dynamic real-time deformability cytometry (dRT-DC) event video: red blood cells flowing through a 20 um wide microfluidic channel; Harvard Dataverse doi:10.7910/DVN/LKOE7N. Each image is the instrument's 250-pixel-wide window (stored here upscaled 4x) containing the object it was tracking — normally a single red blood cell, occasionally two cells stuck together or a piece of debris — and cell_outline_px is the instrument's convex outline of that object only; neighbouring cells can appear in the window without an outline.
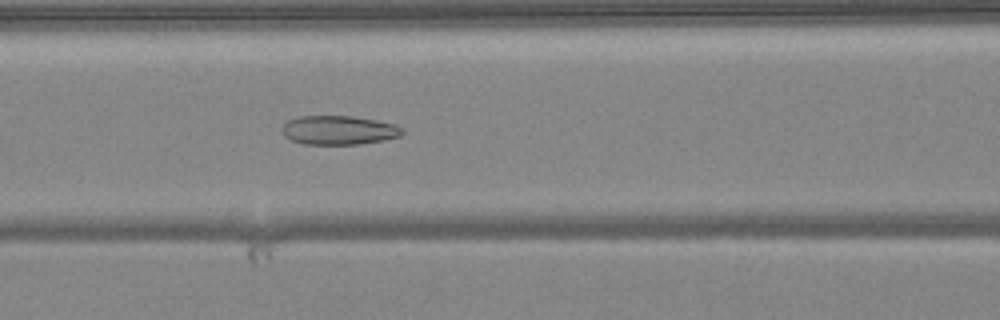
{"species": "common noctule bat (a hibernating species)", "species_latin": "Nyctalus noctula", "temperature_condition": "warm", "stored_images_in_passage": 50, "camera_frame_rate_fps": 3000, "um_per_image_px": 0.085, "animal": {"sex": "female", "body_mass_g": 24.6, "forearm_length_mm": 56.2}, "frame": {"image": 1, "passage_image": 21, "time_ms": 6.667, "image_size_px": [1000, 320], "cell_outline_px": [[404, 132], [400, 136], [384, 140], [360, 144], [304, 144], [292, 140], [284, 136], [280, 128], [288, 120], [300, 116], [352, 116], [376, 120], [396, 124], [404, 128]], "centroid_in_image_um": [28.81, 11.06], "position_along_channel_um": 137.8, "area_um2": 20.46}}
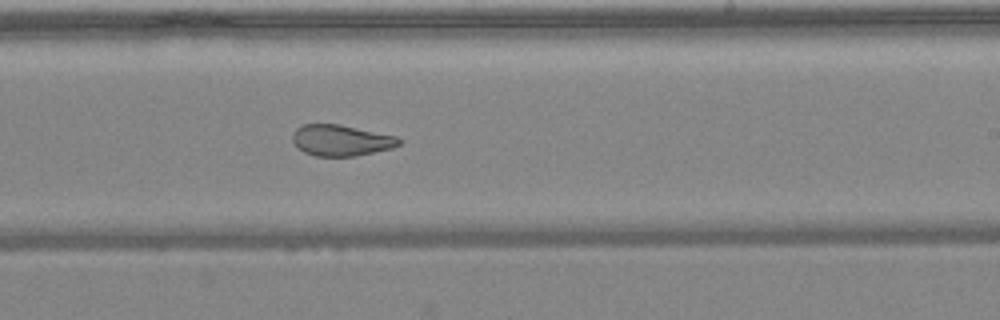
{"frame": {"image": 2, "passage_image": 30, "time_ms": 9.667, "image_size_px": [1000, 320], "cell_outline_px": [[404, 140], [400, 144], [392, 148], [356, 156], [316, 156], [304, 152], [292, 140], [292, 132], [296, 128], [304, 124], [340, 124], [396, 136]], "centroid_in_image_um": [29.01, 11.92], "position_along_channel_um": 260.0, "area_um2": 19.31}}
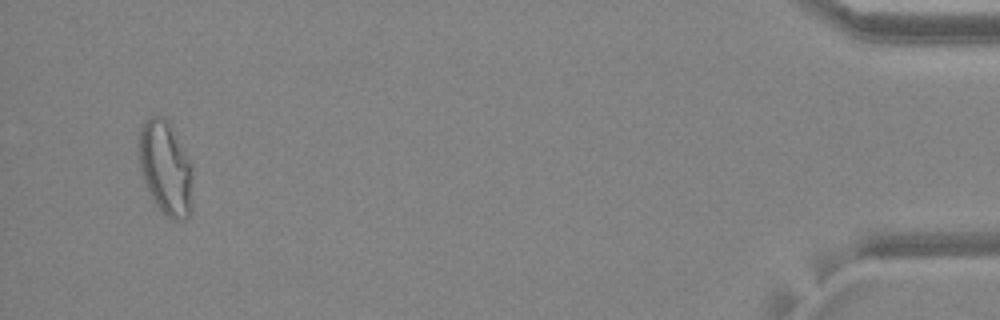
{"frame": {"image": 3, "passage_image": 48, "time_ms": 15.667, "image_size_px": [1000, 320], "cell_outline_px": [[192, 208], [188, 216], [184, 220], [172, 220], [152, 200], [140, 172], [136, 144], [140, 124], [148, 116], [164, 116], [168, 120], [192, 164]], "centroid_in_image_um": [14.03, 14.23], "position_along_channel_um": 421.2, "area_um2": 30.29}, "authors_computed_cell_mechanics": {"area_um2": 24.7962, "velocity_mm_per_s": 4.0752, "shape_relaxation_time_tau1_ms": null, "shape_relaxation_time_tau2_ms": 1.5613, "deformation_change_tau1": null, "deformation_change_tau2": 0.0892}}